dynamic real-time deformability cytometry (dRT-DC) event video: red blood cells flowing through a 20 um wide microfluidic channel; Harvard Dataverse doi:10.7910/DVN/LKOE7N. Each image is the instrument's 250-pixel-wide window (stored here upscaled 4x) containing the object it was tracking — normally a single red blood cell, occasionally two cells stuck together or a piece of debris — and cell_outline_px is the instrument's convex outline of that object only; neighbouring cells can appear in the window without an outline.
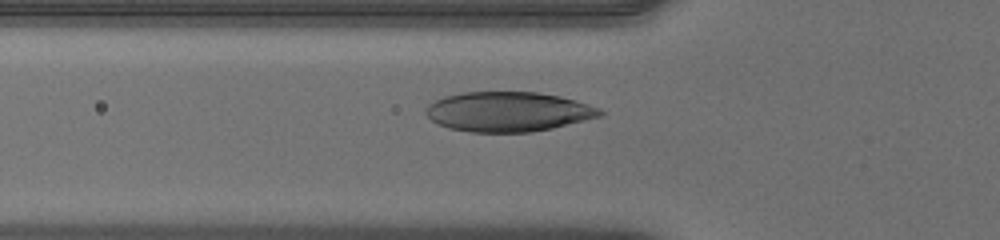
{"species": "human", "species_latin": "Homo sapiens", "temperature_condition": "warm", "stored_images_in_passage": 35, "camera_frame_rate_fps": 3000, "um_per_image_px": 0.085, "donor": {"sex": "male"}, "frame": {"image": 1, "passage_image": 2, "time_ms": 0.333, "image_size_px": [1000, 240], "cell_outline_px": [[604, 112], [600, 116], [552, 128], [532, 132], [472, 132], [448, 128], [432, 120], [424, 112], [428, 104], [444, 96], [464, 92], [536, 92], [560, 96], [576, 100], [600, 108]], "centroid_in_image_um": [43.19, 9.49], "position_along_channel_um": 82.6, "area_um2": 40.23}}
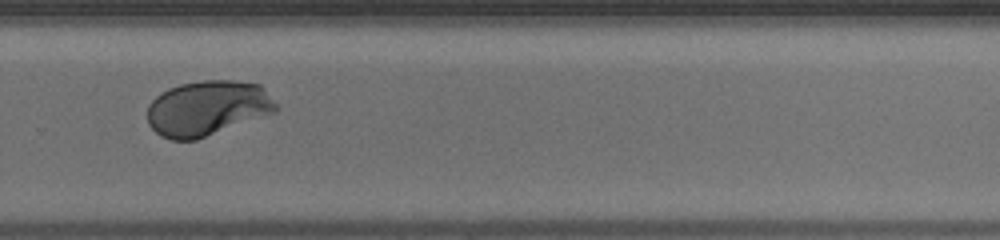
{"frame": {"image": 2, "passage_image": 19, "time_ms": 6.0, "image_size_px": [1000, 240], "cell_outline_px": [[280, 108], [276, 112], [196, 140], [172, 140], [160, 136], [148, 124], [148, 104], [160, 92], [168, 88], [180, 84], [200, 80], [232, 80], [260, 84]], "centroid_in_image_um": [17.62, 9.19], "position_along_channel_um": 312.2, "area_um2": 41.56}}
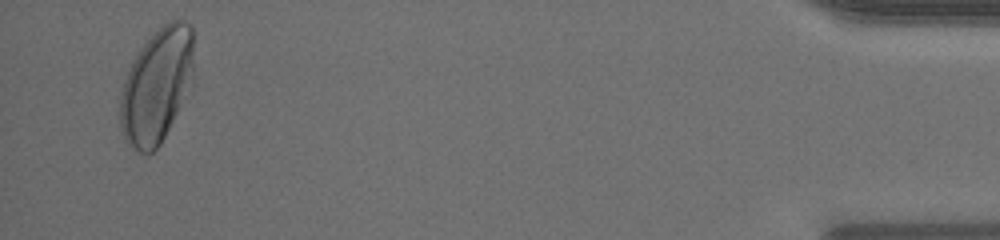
{"frame": {"image": 3, "passage_image": 33, "time_ms": 10.667, "image_size_px": [1000, 240], "cell_outline_px": [[192, 68], [176, 112], [160, 144], [152, 152], [140, 152], [128, 144], [124, 140], [120, 128], [120, 96], [124, 80], [132, 60], [140, 48], [164, 24], [172, 20], [184, 20], [192, 24]], "centroid_in_image_um": [13.24, 7.27], "position_along_channel_um": 422.0, "area_um2": 47.51}, "authors_computed_cell_mechanics": {"area_um2": 41.5582, "velocity_mm_per_s": 4.0497, "shape_relaxation_time_tau1_ms": 2.9927, "shape_relaxation_time_tau2_ms": null, "deformation_change_tau1": 0.1774, "deformation_change_tau2": null}}